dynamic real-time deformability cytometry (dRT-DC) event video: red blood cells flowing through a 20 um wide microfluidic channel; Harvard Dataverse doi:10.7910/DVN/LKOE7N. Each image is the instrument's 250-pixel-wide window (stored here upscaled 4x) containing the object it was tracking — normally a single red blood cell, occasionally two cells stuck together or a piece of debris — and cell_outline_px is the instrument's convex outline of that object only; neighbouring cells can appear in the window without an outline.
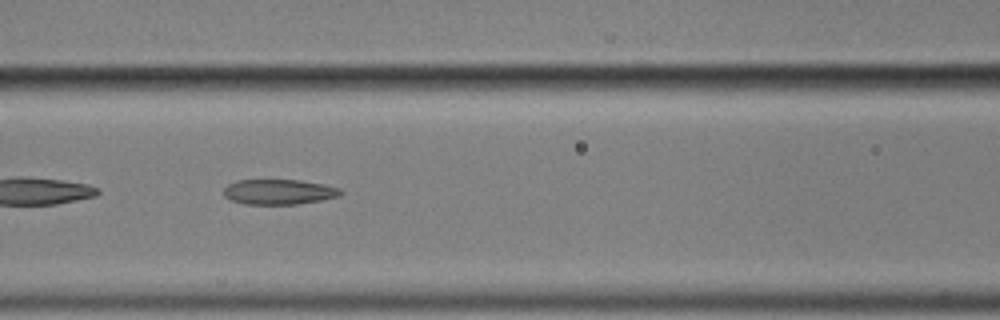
{"species": "common noctule bat (a hibernating species)", "species_latin": "Nyctalus noctula", "temperature_condition": "cold", "stored_images_in_passage": 57, "segment_of_instrument_passage": [1, 2], "camera_frame_rate_fps": 3000, "um_per_image_px": 0.085, "animal": {"sex": "male", "body_mass_g": 17.9}, "frame": {"image": 1, "passage_image": 25, "time_ms": 8.0, "image_size_px": [1000, 320], "cell_outline_px": [[344, 192], [340, 196], [320, 200], [296, 204], [244, 204], [232, 200], [224, 196], [224, 188], [228, 184], [236, 180], [300, 180], [324, 184], [340, 188]], "centroid_in_image_um": [23.72, 16.3], "position_along_channel_um": 142.9, "area_um2": 17.17}}